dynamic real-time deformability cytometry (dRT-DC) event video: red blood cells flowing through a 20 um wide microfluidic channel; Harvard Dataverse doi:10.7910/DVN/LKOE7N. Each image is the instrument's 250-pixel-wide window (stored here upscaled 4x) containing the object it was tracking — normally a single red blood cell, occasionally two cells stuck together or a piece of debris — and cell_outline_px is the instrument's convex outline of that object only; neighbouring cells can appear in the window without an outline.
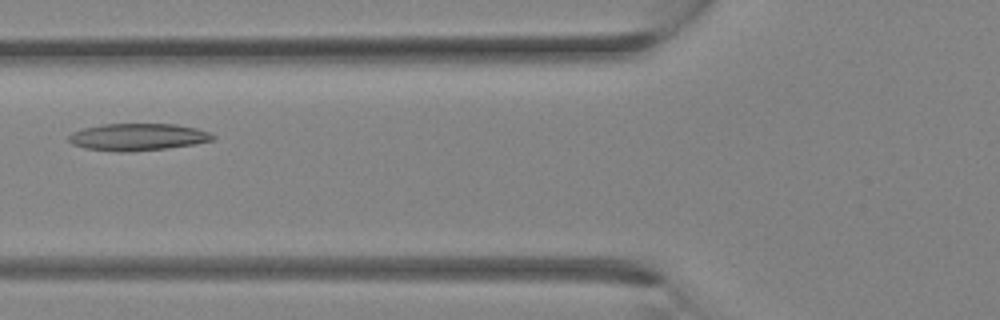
{"species": "Egyptian fruit bat (a non-hibernating species)", "species_latin": "Rousettus aegyptiacus", "temperature_condition": "room temperature", "stored_images_in_passage": 25, "camera_frame_rate_fps": 3000, "um_per_image_px": 0.085, "animal": {"sex": "female"}, "frame": {"image": 1, "passage_image": 6, "time_ms": 1.667, "image_size_px": [1000, 320], "cell_outline_px": [[216, 140], [168, 148], [132, 152], [120, 152], [84, 148], [72, 144], [68, 140], [68, 136], [72, 132], [84, 128], [104, 124], [176, 124], [196, 128], [208, 132], [216, 136]], "centroid_in_image_um": [11.72, 11.65], "position_along_channel_um": 114.1, "area_um2": 22.83}}
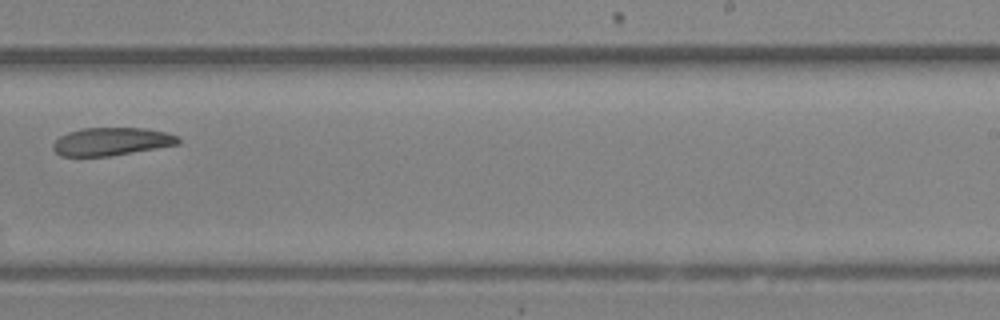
{"frame": {"image": 2, "passage_image": 14, "time_ms": 4.333, "image_size_px": [1000, 320], "cell_outline_px": [[180, 144], [108, 156], [60, 156], [52, 148], [52, 144], [60, 136], [68, 132], [84, 128], [144, 128], [164, 132], [180, 136]], "centroid_in_image_um": [9.47, 12.03], "position_along_channel_um": 279.5, "area_um2": 20.29}}
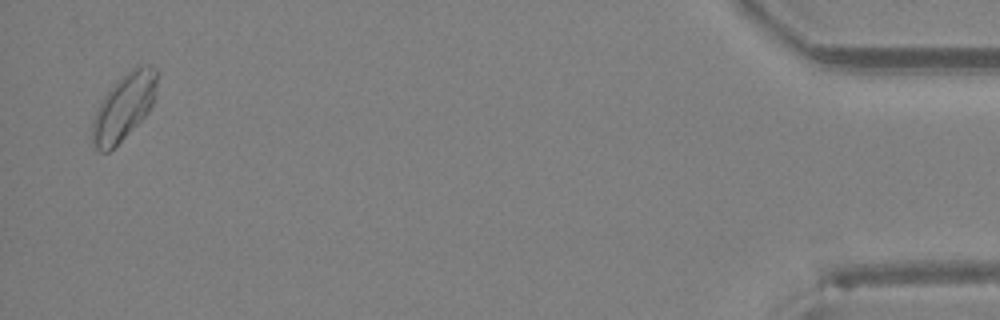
{"frame": {"image": 3, "passage_image": 25, "time_ms": 8.0, "image_size_px": [1000, 320], "cell_outline_px": [[160, 72], [156, 92], [152, 104], [148, 112], [108, 152], [100, 152], [92, 144], [92, 120], [104, 96], [116, 80], [132, 68], [140, 64], [152, 64]], "centroid_in_image_um": [10.56, 9.0], "position_along_channel_um": 424.6, "area_um2": 24.97}}